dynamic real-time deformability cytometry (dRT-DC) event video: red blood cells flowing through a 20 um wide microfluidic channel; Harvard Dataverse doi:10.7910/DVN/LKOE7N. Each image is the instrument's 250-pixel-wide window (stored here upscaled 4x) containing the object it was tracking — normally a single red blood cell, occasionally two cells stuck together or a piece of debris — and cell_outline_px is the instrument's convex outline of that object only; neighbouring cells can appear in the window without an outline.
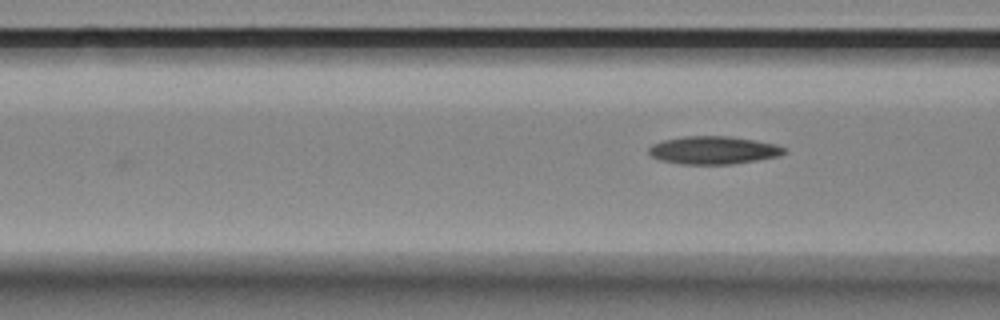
{"species": "Egyptian fruit bat (a non-hibernating species)", "species_latin": "Rousettus aegyptiacus", "temperature_condition": "room temperature", "stored_images_in_passage": 5, "camera_frame_rate_fps": 3000, "um_per_image_px": 0.085, "animal": {"sex": "female"}, "frame": {"image": 1, "passage_image": 5, "time_ms": 6.0, "image_size_px": [1000, 320], "cell_outline_px": [[788, 152], [776, 156], [756, 160], [732, 164], [680, 164], [660, 160], [652, 156], [648, 152], [648, 148], [652, 144], [664, 140], [684, 136], [728, 136], [756, 140], [776, 144], [784, 148]], "centroid_in_image_um": [60.62, 12.76], "position_along_channel_um": 106.0, "area_um2": 21.96}}